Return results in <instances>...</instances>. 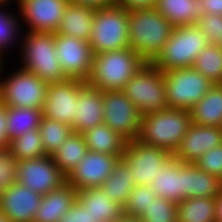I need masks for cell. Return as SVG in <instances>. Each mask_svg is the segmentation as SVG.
Here are the masks:
<instances>
[{"mask_svg": "<svg viewBox=\"0 0 222 222\" xmlns=\"http://www.w3.org/2000/svg\"><path fill=\"white\" fill-rule=\"evenodd\" d=\"M172 29V24L156 8L129 11V47L146 63L161 52Z\"/></svg>", "mask_w": 222, "mask_h": 222, "instance_id": "cell-1", "label": "cell"}, {"mask_svg": "<svg viewBox=\"0 0 222 222\" xmlns=\"http://www.w3.org/2000/svg\"><path fill=\"white\" fill-rule=\"evenodd\" d=\"M146 62L130 47L94 54L87 82L101 91L122 90Z\"/></svg>", "mask_w": 222, "mask_h": 222, "instance_id": "cell-2", "label": "cell"}, {"mask_svg": "<svg viewBox=\"0 0 222 222\" xmlns=\"http://www.w3.org/2000/svg\"><path fill=\"white\" fill-rule=\"evenodd\" d=\"M192 124L189 110L167 108L142 115L137 140L173 154Z\"/></svg>", "mask_w": 222, "mask_h": 222, "instance_id": "cell-3", "label": "cell"}, {"mask_svg": "<svg viewBox=\"0 0 222 222\" xmlns=\"http://www.w3.org/2000/svg\"><path fill=\"white\" fill-rule=\"evenodd\" d=\"M23 35L25 37L22 36L19 43L22 69L36 74L47 83L69 79L56 56L55 33L27 31Z\"/></svg>", "mask_w": 222, "mask_h": 222, "instance_id": "cell-4", "label": "cell"}, {"mask_svg": "<svg viewBox=\"0 0 222 222\" xmlns=\"http://www.w3.org/2000/svg\"><path fill=\"white\" fill-rule=\"evenodd\" d=\"M209 44L197 25L173 27L168 41L151 64L161 71L190 68L195 59Z\"/></svg>", "mask_w": 222, "mask_h": 222, "instance_id": "cell-5", "label": "cell"}, {"mask_svg": "<svg viewBox=\"0 0 222 222\" xmlns=\"http://www.w3.org/2000/svg\"><path fill=\"white\" fill-rule=\"evenodd\" d=\"M129 11L111 4L96 9L89 44L93 54L129 47Z\"/></svg>", "mask_w": 222, "mask_h": 222, "instance_id": "cell-6", "label": "cell"}, {"mask_svg": "<svg viewBox=\"0 0 222 222\" xmlns=\"http://www.w3.org/2000/svg\"><path fill=\"white\" fill-rule=\"evenodd\" d=\"M122 91L142 115L168 108L164 72L151 63L133 75Z\"/></svg>", "mask_w": 222, "mask_h": 222, "instance_id": "cell-7", "label": "cell"}, {"mask_svg": "<svg viewBox=\"0 0 222 222\" xmlns=\"http://www.w3.org/2000/svg\"><path fill=\"white\" fill-rule=\"evenodd\" d=\"M14 72H10L5 79L1 76L0 103L43 110L48 83L21 66Z\"/></svg>", "mask_w": 222, "mask_h": 222, "instance_id": "cell-8", "label": "cell"}, {"mask_svg": "<svg viewBox=\"0 0 222 222\" xmlns=\"http://www.w3.org/2000/svg\"><path fill=\"white\" fill-rule=\"evenodd\" d=\"M168 108L191 110L214 85L193 67L164 71Z\"/></svg>", "mask_w": 222, "mask_h": 222, "instance_id": "cell-9", "label": "cell"}, {"mask_svg": "<svg viewBox=\"0 0 222 222\" xmlns=\"http://www.w3.org/2000/svg\"><path fill=\"white\" fill-rule=\"evenodd\" d=\"M172 157L173 154L167 150L136 139L127 142L121 159L128 166L136 185H151Z\"/></svg>", "mask_w": 222, "mask_h": 222, "instance_id": "cell-10", "label": "cell"}, {"mask_svg": "<svg viewBox=\"0 0 222 222\" xmlns=\"http://www.w3.org/2000/svg\"><path fill=\"white\" fill-rule=\"evenodd\" d=\"M103 122L127 142L138 138L142 113L122 90L103 92Z\"/></svg>", "mask_w": 222, "mask_h": 222, "instance_id": "cell-11", "label": "cell"}, {"mask_svg": "<svg viewBox=\"0 0 222 222\" xmlns=\"http://www.w3.org/2000/svg\"><path fill=\"white\" fill-rule=\"evenodd\" d=\"M17 182L24 187L45 195L59 189L66 183V176L61 172L51 156L19 161L17 164Z\"/></svg>", "mask_w": 222, "mask_h": 222, "instance_id": "cell-12", "label": "cell"}, {"mask_svg": "<svg viewBox=\"0 0 222 222\" xmlns=\"http://www.w3.org/2000/svg\"><path fill=\"white\" fill-rule=\"evenodd\" d=\"M56 56L68 78L87 81L93 67L89 42L70 35L55 33Z\"/></svg>", "mask_w": 222, "mask_h": 222, "instance_id": "cell-13", "label": "cell"}, {"mask_svg": "<svg viewBox=\"0 0 222 222\" xmlns=\"http://www.w3.org/2000/svg\"><path fill=\"white\" fill-rule=\"evenodd\" d=\"M87 81L69 78L66 81L48 83L43 117L73 125L76 101L80 89Z\"/></svg>", "mask_w": 222, "mask_h": 222, "instance_id": "cell-14", "label": "cell"}, {"mask_svg": "<svg viewBox=\"0 0 222 222\" xmlns=\"http://www.w3.org/2000/svg\"><path fill=\"white\" fill-rule=\"evenodd\" d=\"M17 10L28 31L56 33L68 0H18Z\"/></svg>", "mask_w": 222, "mask_h": 222, "instance_id": "cell-15", "label": "cell"}, {"mask_svg": "<svg viewBox=\"0 0 222 222\" xmlns=\"http://www.w3.org/2000/svg\"><path fill=\"white\" fill-rule=\"evenodd\" d=\"M120 158L115 155L88 151L66 177V182L77 192L86 188L100 187L109 178Z\"/></svg>", "mask_w": 222, "mask_h": 222, "instance_id": "cell-16", "label": "cell"}, {"mask_svg": "<svg viewBox=\"0 0 222 222\" xmlns=\"http://www.w3.org/2000/svg\"><path fill=\"white\" fill-rule=\"evenodd\" d=\"M42 197L15 182L0 194V209L12 222H33Z\"/></svg>", "mask_w": 222, "mask_h": 222, "instance_id": "cell-17", "label": "cell"}, {"mask_svg": "<svg viewBox=\"0 0 222 222\" xmlns=\"http://www.w3.org/2000/svg\"><path fill=\"white\" fill-rule=\"evenodd\" d=\"M222 144V127L191 124L173 157L184 163L196 162L209 149Z\"/></svg>", "mask_w": 222, "mask_h": 222, "instance_id": "cell-18", "label": "cell"}, {"mask_svg": "<svg viewBox=\"0 0 222 222\" xmlns=\"http://www.w3.org/2000/svg\"><path fill=\"white\" fill-rule=\"evenodd\" d=\"M103 91L91 86L88 82L80 89L76 101V114L73 122V133H82L103 123Z\"/></svg>", "mask_w": 222, "mask_h": 222, "instance_id": "cell-19", "label": "cell"}, {"mask_svg": "<svg viewBox=\"0 0 222 222\" xmlns=\"http://www.w3.org/2000/svg\"><path fill=\"white\" fill-rule=\"evenodd\" d=\"M185 164L172 157L162 167L161 173L150 185L158 197L176 203L186 198Z\"/></svg>", "mask_w": 222, "mask_h": 222, "instance_id": "cell-20", "label": "cell"}, {"mask_svg": "<svg viewBox=\"0 0 222 222\" xmlns=\"http://www.w3.org/2000/svg\"><path fill=\"white\" fill-rule=\"evenodd\" d=\"M76 201L95 222H115L124 213L123 208L107 198L101 187L82 189L77 192Z\"/></svg>", "mask_w": 222, "mask_h": 222, "instance_id": "cell-21", "label": "cell"}, {"mask_svg": "<svg viewBox=\"0 0 222 222\" xmlns=\"http://www.w3.org/2000/svg\"><path fill=\"white\" fill-rule=\"evenodd\" d=\"M77 191L67 182L43 195L33 222H59L76 202Z\"/></svg>", "mask_w": 222, "mask_h": 222, "instance_id": "cell-22", "label": "cell"}, {"mask_svg": "<svg viewBox=\"0 0 222 222\" xmlns=\"http://www.w3.org/2000/svg\"><path fill=\"white\" fill-rule=\"evenodd\" d=\"M96 9L69 3L56 33L70 35L89 42Z\"/></svg>", "mask_w": 222, "mask_h": 222, "instance_id": "cell-23", "label": "cell"}, {"mask_svg": "<svg viewBox=\"0 0 222 222\" xmlns=\"http://www.w3.org/2000/svg\"><path fill=\"white\" fill-rule=\"evenodd\" d=\"M192 123L222 127V84H214L190 110Z\"/></svg>", "mask_w": 222, "mask_h": 222, "instance_id": "cell-24", "label": "cell"}, {"mask_svg": "<svg viewBox=\"0 0 222 222\" xmlns=\"http://www.w3.org/2000/svg\"><path fill=\"white\" fill-rule=\"evenodd\" d=\"M88 151L122 157L127 141L104 122L81 133Z\"/></svg>", "mask_w": 222, "mask_h": 222, "instance_id": "cell-25", "label": "cell"}, {"mask_svg": "<svg viewBox=\"0 0 222 222\" xmlns=\"http://www.w3.org/2000/svg\"><path fill=\"white\" fill-rule=\"evenodd\" d=\"M186 198H216L222 190L221 179L200 170L194 163L185 164Z\"/></svg>", "mask_w": 222, "mask_h": 222, "instance_id": "cell-26", "label": "cell"}, {"mask_svg": "<svg viewBox=\"0 0 222 222\" xmlns=\"http://www.w3.org/2000/svg\"><path fill=\"white\" fill-rule=\"evenodd\" d=\"M135 186V181L130 176L128 166L120 158L109 178L100 187L106 193L107 198L112 199L114 203L124 208Z\"/></svg>", "mask_w": 222, "mask_h": 222, "instance_id": "cell-27", "label": "cell"}, {"mask_svg": "<svg viewBox=\"0 0 222 222\" xmlns=\"http://www.w3.org/2000/svg\"><path fill=\"white\" fill-rule=\"evenodd\" d=\"M198 0H156L155 8L173 27L197 24Z\"/></svg>", "mask_w": 222, "mask_h": 222, "instance_id": "cell-28", "label": "cell"}, {"mask_svg": "<svg viewBox=\"0 0 222 222\" xmlns=\"http://www.w3.org/2000/svg\"><path fill=\"white\" fill-rule=\"evenodd\" d=\"M178 222H217L216 198H185L177 206Z\"/></svg>", "mask_w": 222, "mask_h": 222, "instance_id": "cell-29", "label": "cell"}, {"mask_svg": "<svg viewBox=\"0 0 222 222\" xmlns=\"http://www.w3.org/2000/svg\"><path fill=\"white\" fill-rule=\"evenodd\" d=\"M88 152L81 133H72L70 137L51 156L61 172L67 177Z\"/></svg>", "mask_w": 222, "mask_h": 222, "instance_id": "cell-30", "label": "cell"}, {"mask_svg": "<svg viewBox=\"0 0 222 222\" xmlns=\"http://www.w3.org/2000/svg\"><path fill=\"white\" fill-rule=\"evenodd\" d=\"M42 116L40 109L6 106V129L9 141L28 131L38 129Z\"/></svg>", "mask_w": 222, "mask_h": 222, "instance_id": "cell-31", "label": "cell"}, {"mask_svg": "<svg viewBox=\"0 0 222 222\" xmlns=\"http://www.w3.org/2000/svg\"><path fill=\"white\" fill-rule=\"evenodd\" d=\"M192 67L214 84H222V46L209 43Z\"/></svg>", "mask_w": 222, "mask_h": 222, "instance_id": "cell-32", "label": "cell"}, {"mask_svg": "<svg viewBox=\"0 0 222 222\" xmlns=\"http://www.w3.org/2000/svg\"><path fill=\"white\" fill-rule=\"evenodd\" d=\"M38 129L48 156H52L73 133L72 127L69 124L51 120L43 116Z\"/></svg>", "mask_w": 222, "mask_h": 222, "instance_id": "cell-33", "label": "cell"}, {"mask_svg": "<svg viewBox=\"0 0 222 222\" xmlns=\"http://www.w3.org/2000/svg\"><path fill=\"white\" fill-rule=\"evenodd\" d=\"M8 148L18 160L34 159L46 156L39 129H34L11 140Z\"/></svg>", "mask_w": 222, "mask_h": 222, "instance_id": "cell-34", "label": "cell"}, {"mask_svg": "<svg viewBox=\"0 0 222 222\" xmlns=\"http://www.w3.org/2000/svg\"><path fill=\"white\" fill-rule=\"evenodd\" d=\"M4 7L5 4L0 3V55L2 57L5 54L4 51L7 52L8 48H11L10 46L19 40L16 38H21L19 32H21V27H24L19 21V15H14V13L5 10Z\"/></svg>", "mask_w": 222, "mask_h": 222, "instance_id": "cell-35", "label": "cell"}, {"mask_svg": "<svg viewBox=\"0 0 222 222\" xmlns=\"http://www.w3.org/2000/svg\"><path fill=\"white\" fill-rule=\"evenodd\" d=\"M178 203L157 197L139 216L143 222H178Z\"/></svg>", "mask_w": 222, "mask_h": 222, "instance_id": "cell-36", "label": "cell"}, {"mask_svg": "<svg viewBox=\"0 0 222 222\" xmlns=\"http://www.w3.org/2000/svg\"><path fill=\"white\" fill-rule=\"evenodd\" d=\"M157 197L150 185H136L124 205L123 212L139 217Z\"/></svg>", "mask_w": 222, "mask_h": 222, "instance_id": "cell-37", "label": "cell"}, {"mask_svg": "<svg viewBox=\"0 0 222 222\" xmlns=\"http://www.w3.org/2000/svg\"><path fill=\"white\" fill-rule=\"evenodd\" d=\"M18 162L8 147L0 148V194L17 182Z\"/></svg>", "mask_w": 222, "mask_h": 222, "instance_id": "cell-38", "label": "cell"}, {"mask_svg": "<svg viewBox=\"0 0 222 222\" xmlns=\"http://www.w3.org/2000/svg\"><path fill=\"white\" fill-rule=\"evenodd\" d=\"M204 33L210 44L222 46V16L206 14L196 24Z\"/></svg>", "mask_w": 222, "mask_h": 222, "instance_id": "cell-39", "label": "cell"}, {"mask_svg": "<svg viewBox=\"0 0 222 222\" xmlns=\"http://www.w3.org/2000/svg\"><path fill=\"white\" fill-rule=\"evenodd\" d=\"M194 164L200 170L222 179V144L209 149Z\"/></svg>", "mask_w": 222, "mask_h": 222, "instance_id": "cell-40", "label": "cell"}, {"mask_svg": "<svg viewBox=\"0 0 222 222\" xmlns=\"http://www.w3.org/2000/svg\"><path fill=\"white\" fill-rule=\"evenodd\" d=\"M59 222H95V219L76 201Z\"/></svg>", "mask_w": 222, "mask_h": 222, "instance_id": "cell-41", "label": "cell"}, {"mask_svg": "<svg viewBox=\"0 0 222 222\" xmlns=\"http://www.w3.org/2000/svg\"><path fill=\"white\" fill-rule=\"evenodd\" d=\"M197 20L206 14H214L222 16V0H198Z\"/></svg>", "mask_w": 222, "mask_h": 222, "instance_id": "cell-42", "label": "cell"}, {"mask_svg": "<svg viewBox=\"0 0 222 222\" xmlns=\"http://www.w3.org/2000/svg\"><path fill=\"white\" fill-rule=\"evenodd\" d=\"M113 4L119 5L127 11H135L155 8L156 0H114Z\"/></svg>", "mask_w": 222, "mask_h": 222, "instance_id": "cell-43", "label": "cell"}, {"mask_svg": "<svg viewBox=\"0 0 222 222\" xmlns=\"http://www.w3.org/2000/svg\"><path fill=\"white\" fill-rule=\"evenodd\" d=\"M6 106L0 103V148L8 147Z\"/></svg>", "mask_w": 222, "mask_h": 222, "instance_id": "cell-44", "label": "cell"}, {"mask_svg": "<svg viewBox=\"0 0 222 222\" xmlns=\"http://www.w3.org/2000/svg\"><path fill=\"white\" fill-rule=\"evenodd\" d=\"M68 2L98 9L113 4L114 0H68Z\"/></svg>", "mask_w": 222, "mask_h": 222, "instance_id": "cell-45", "label": "cell"}, {"mask_svg": "<svg viewBox=\"0 0 222 222\" xmlns=\"http://www.w3.org/2000/svg\"><path fill=\"white\" fill-rule=\"evenodd\" d=\"M216 220L217 222H222V190L216 197Z\"/></svg>", "mask_w": 222, "mask_h": 222, "instance_id": "cell-46", "label": "cell"}, {"mask_svg": "<svg viewBox=\"0 0 222 222\" xmlns=\"http://www.w3.org/2000/svg\"><path fill=\"white\" fill-rule=\"evenodd\" d=\"M115 222H143L141 218L123 213Z\"/></svg>", "mask_w": 222, "mask_h": 222, "instance_id": "cell-47", "label": "cell"}, {"mask_svg": "<svg viewBox=\"0 0 222 222\" xmlns=\"http://www.w3.org/2000/svg\"><path fill=\"white\" fill-rule=\"evenodd\" d=\"M0 222H12L0 209Z\"/></svg>", "mask_w": 222, "mask_h": 222, "instance_id": "cell-48", "label": "cell"}, {"mask_svg": "<svg viewBox=\"0 0 222 222\" xmlns=\"http://www.w3.org/2000/svg\"><path fill=\"white\" fill-rule=\"evenodd\" d=\"M2 59H3V57L0 55V77H1V75H3V74L1 73V71L3 72V68H4V67L2 66V65L4 64Z\"/></svg>", "mask_w": 222, "mask_h": 222, "instance_id": "cell-49", "label": "cell"}, {"mask_svg": "<svg viewBox=\"0 0 222 222\" xmlns=\"http://www.w3.org/2000/svg\"><path fill=\"white\" fill-rule=\"evenodd\" d=\"M10 1L12 2V0H0V3L5 4L6 6H8V3H10ZM14 1H18V0H14Z\"/></svg>", "mask_w": 222, "mask_h": 222, "instance_id": "cell-50", "label": "cell"}]
</instances>
